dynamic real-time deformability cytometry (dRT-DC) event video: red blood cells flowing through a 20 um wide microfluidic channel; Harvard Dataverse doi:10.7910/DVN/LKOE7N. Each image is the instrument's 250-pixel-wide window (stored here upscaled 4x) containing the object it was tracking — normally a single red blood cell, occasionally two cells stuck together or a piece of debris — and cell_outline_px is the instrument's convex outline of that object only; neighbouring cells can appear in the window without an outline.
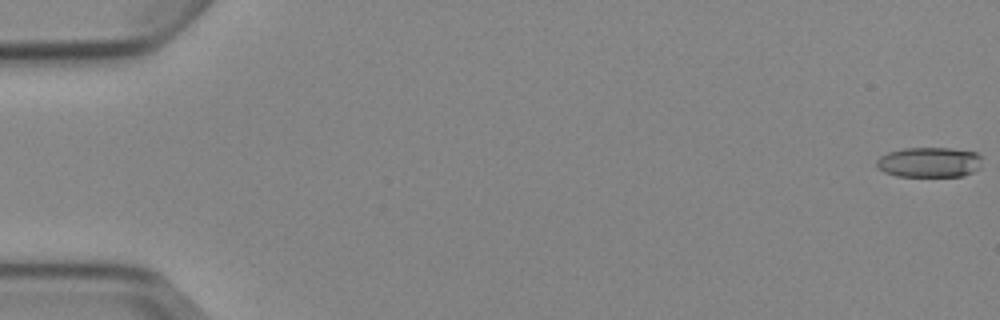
{"species": "Egyptian fruit bat (a non-hibernating species)", "species_latin": "Rousettus aegyptiacus", "temperature_condition": "cold", "stored_images_in_passage": 7, "camera_frame_rate_fps": 3000, "um_per_image_px": 0.085, "animal": {"sex": "female"}, "frame": {"image": 1, "passage_image": 1, "time_ms": 0.0, "image_size_px": [1000, 320], "cell_outline_px": [[980, 168], [964, 176], [896, 176], [884, 172], [876, 168], [876, 160], [880, 156], [888, 152], [904, 148], [952, 148], [976, 152], [980, 156]], "centroid_in_image_um": [78.96, 13.79], "position_along_channel_um": 6.0, "area_um2": 18.67}}
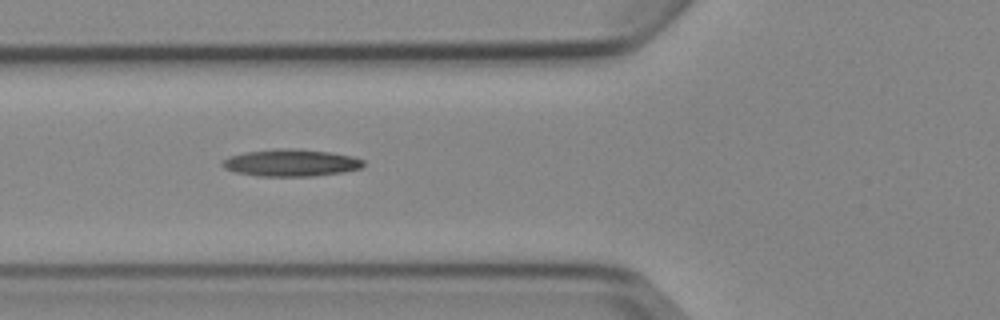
{"frame": {"image": 2, "passage_image": 6, "time_ms": 6.667, "image_size_px": [1000, 320], "cell_outline_px": [[364, 164], [360, 168], [340, 172], [312, 176], [256, 176], [236, 172], [224, 168], [220, 164], [228, 156], [244, 152], [280, 148], [292, 148], [328, 152], [352, 156], [364, 160]], "centroid_in_image_um": [24.68, 13.83], "position_along_channel_um": 101.1, "area_um2": 22.14}}
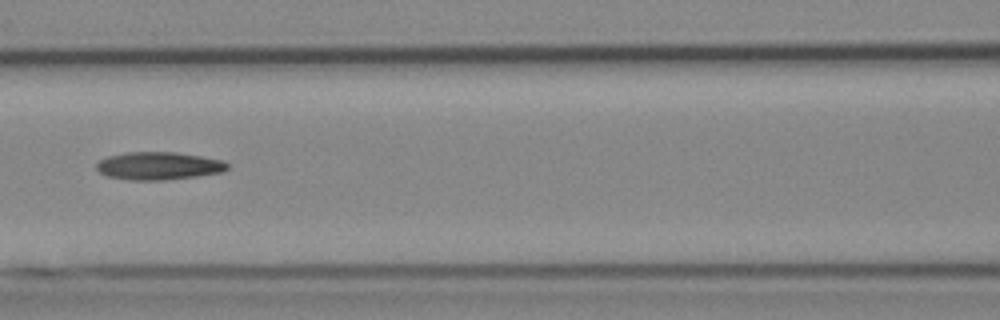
{"frame": {"image": 3, "passage_image": 7, "time_ms": 8.0, "image_size_px": [1000, 320], "cell_outline_px": [[228, 168], [224, 172], [196, 176], [164, 180], [128, 180], [108, 176], [100, 172], [96, 168], [96, 164], [100, 160], [108, 156], [124, 152], [176, 152], [200, 156], [220, 160], [228, 164]], "centroid_in_image_um": [13.46, 14.1], "position_along_channel_um": 153.1, "area_um2": 21.15}}